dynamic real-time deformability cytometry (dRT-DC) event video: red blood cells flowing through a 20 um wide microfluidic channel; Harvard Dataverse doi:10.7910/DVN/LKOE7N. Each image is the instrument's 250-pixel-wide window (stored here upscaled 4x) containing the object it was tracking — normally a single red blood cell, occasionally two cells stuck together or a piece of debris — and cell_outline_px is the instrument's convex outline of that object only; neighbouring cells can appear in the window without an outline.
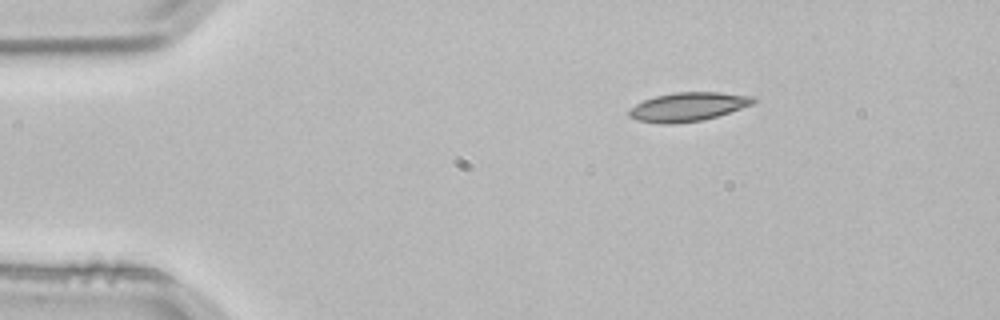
{"species": "common noctule bat (a hibernating species)", "species_latin": "Nyctalus noctula", "temperature_condition": "room temperature", "stored_images_in_passage": 2, "camera_frame_rate_fps": 3000, "um_per_image_px": 0.085, "animal": {"sex": "male", "body_mass_g": 21.5, "forearm_length_mm": 52.0}, "frame": {"image": 1, "passage_image": 1, "time_ms": 0.0, "image_size_px": [1000, 320], "cell_outline_px": [[756, 100], [752, 104], [704, 120], [672, 124], [660, 124], [636, 120], [628, 116], [628, 108], [644, 100], [656, 96], [672, 92], [720, 92], [756, 96]], "centroid_in_image_um": [58.44, 9.07], "position_along_channel_um": 26.6, "area_um2": 20.98}}